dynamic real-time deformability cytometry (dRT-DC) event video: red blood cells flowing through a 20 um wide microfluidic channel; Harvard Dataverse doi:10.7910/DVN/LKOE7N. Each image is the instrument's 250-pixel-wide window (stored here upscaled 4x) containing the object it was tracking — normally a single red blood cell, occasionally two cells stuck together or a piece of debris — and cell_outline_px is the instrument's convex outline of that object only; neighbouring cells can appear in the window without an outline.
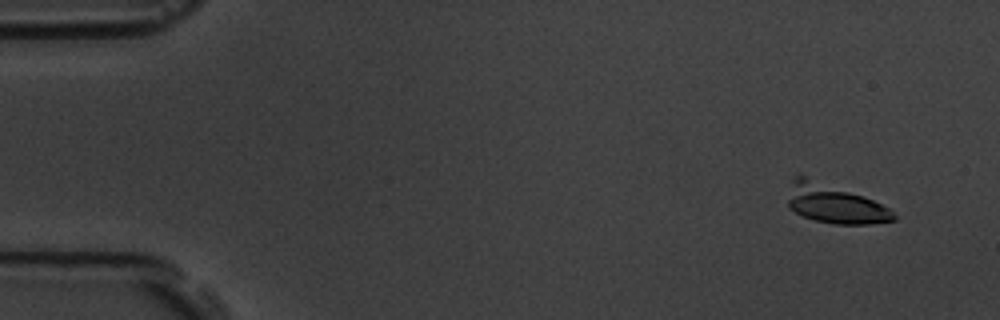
{"species": "common noctule bat (a hibernating species)", "species_latin": "Nyctalus noctula", "temperature_condition": "room temperature", "stored_images_in_passage": 15, "camera_frame_rate_fps": 3000, "um_per_image_px": 0.085, "animal": {"sex": "male", "body_mass_g": 19.5, "forearm_length_mm": 54.6}, "frame": {"image": 1, "passage_image": 1, "time_ms": 0.0, "image_size_px": [1000, 320], "cell_outline_px": [[896, 220], [868, 224], [836, 224], [816, 220], [804, 216], [788, 208], [788, 200], [796, 176], [800, 172], [864, 196], [888, 208], [896, 216]], "centroid_in_image_um": [70.93, 17.29], "position_along_channel_um": 14.1, "area_um2": 23.93}}
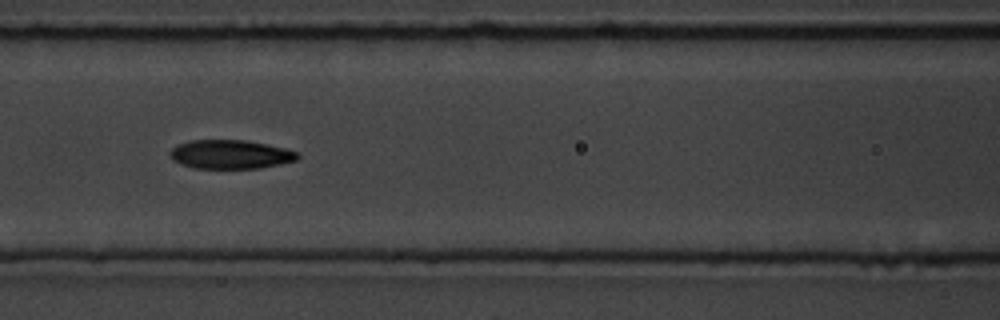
{"frame": {"image": 2, "passage_image": 7, "time_ms": 7.0, "image_size_px": [1000, 320], "cell_outline_px": [[300, 156], [296, 160], [280, 164], [260, 168], [192, 168], [180, 164], [172, 160], [168, 156], [168, 152], [176, 144], [192, 140], [244, 140], [268, 144], [300, 152]], "centroid_in_image_um": [19.55, 13.12], "position_along_channel_um": 147.0, "area_um2": 21.73}}
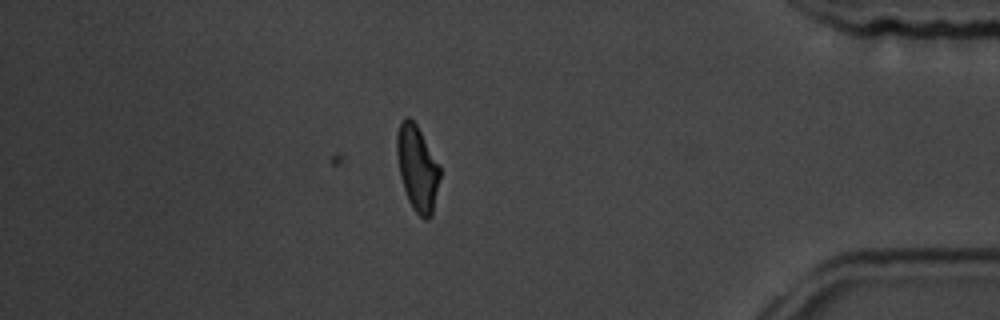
{"frame": {"image": 3, "passage_image": 14, "time_ms": 15.0, "image_size_px": [1000, 320], "cell_outline_px": [[440, 176], [432, 216], [428, 220], [424, 220], [412, 208], [408, 200], [400, 176], [396, 152], [396, 136], [400, 124], [404, 116], [408, 116], [416, 124], [440, 164]], "centroid_in_image_um": [35.47, 14.3], "position_along_channel_um": 399.7, "area_um2": 21.56}}